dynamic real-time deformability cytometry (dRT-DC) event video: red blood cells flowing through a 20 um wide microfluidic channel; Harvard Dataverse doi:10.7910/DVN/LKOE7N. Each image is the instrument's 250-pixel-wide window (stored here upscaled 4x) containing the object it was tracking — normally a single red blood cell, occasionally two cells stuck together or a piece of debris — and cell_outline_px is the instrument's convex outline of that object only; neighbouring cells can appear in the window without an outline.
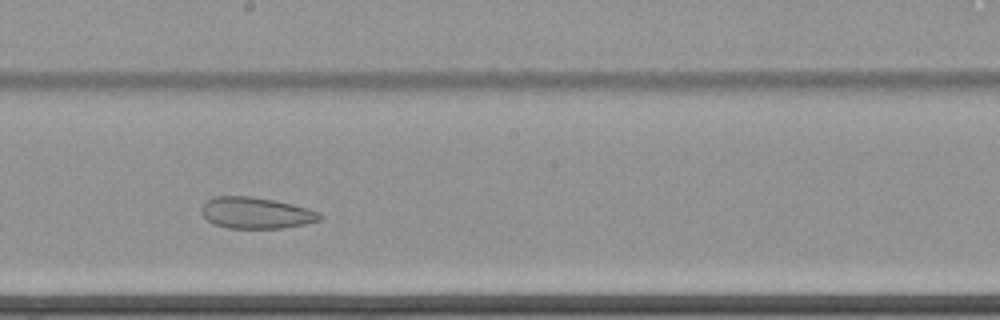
{"species": "common noctule bat (a hibernating species)", "species_latin": "Nyctalus noctula", "temperature_condition": "cold", "stored_images_in_passage": 47, "camera_frame_rate_fps": 3000, "um_per_image_px": 0.085, "animal": {"sex": "female", "body_mass_g": 22.7, "forearm_length_mm": 54.2}, "frame": {"image": 1, "passage_image": 21, "time_ms": 6.667, "image_size_px": [1000, 320], "cell_outline_px": [[324, 216], [320, 220], [308, 224], [280, 228], [228, 228], [212, 224], [200, 212], [200, 208], [208, 200], [216, 196], [252, 196], [292, 204], [308, 208], [320, 212]], "centroid_in_image_um": [21.78, 18.1], "position_along_channel_um": 226.4, "area_um2": 21.73}, "authors_computed_cell_mechanics": {"area_um2": 27.2816, "velocity_mm_per_s": 3.4111, "shape_relaxation_time_tau1_ms": null, "shape_relaxation_time_tau2_ms": 3.7766, "deformation_change_tau1": null, "deformation_change_tau2": 0.0951}}